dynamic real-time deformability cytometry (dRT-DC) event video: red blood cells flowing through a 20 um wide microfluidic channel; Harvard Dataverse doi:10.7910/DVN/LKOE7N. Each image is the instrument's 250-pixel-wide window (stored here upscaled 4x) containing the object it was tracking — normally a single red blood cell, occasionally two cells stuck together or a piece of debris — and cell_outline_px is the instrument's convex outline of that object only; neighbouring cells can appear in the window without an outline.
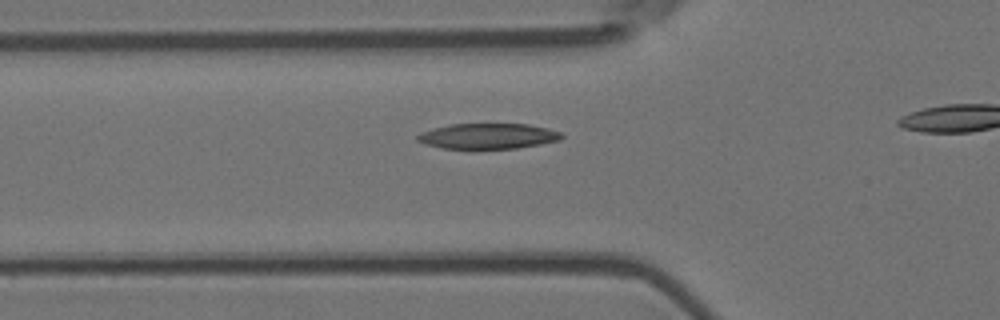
{"species": "Egyptian fruit bat (a non-hibernating species)", "species_latin": "Rousettus aegyptiacus", "temperature_condition": "room temperature", "stored_images_in_passage": 7, "camera_frame_rate_fps": 3000, "um_per_image_px": 0.085, "animal": {"sex": "female"}, "frame": {"image": 1, "passage_image": 7, "time_ms": 2.0, "image_size_px": [1000, 320], "cell_outline_px": [[564, 136], [560, 140], [540, 144], [516, 148], [472, 152], [444, 148], [424, 144], [416, 140], [416, 136], [420, 132], [452, 124], [528, 124], [548, 128], [560, 132]], "centroid_in_image_um": [41.45, 11.62], "position_along_channel_um": 84.4, "area_um2": 22.25}}